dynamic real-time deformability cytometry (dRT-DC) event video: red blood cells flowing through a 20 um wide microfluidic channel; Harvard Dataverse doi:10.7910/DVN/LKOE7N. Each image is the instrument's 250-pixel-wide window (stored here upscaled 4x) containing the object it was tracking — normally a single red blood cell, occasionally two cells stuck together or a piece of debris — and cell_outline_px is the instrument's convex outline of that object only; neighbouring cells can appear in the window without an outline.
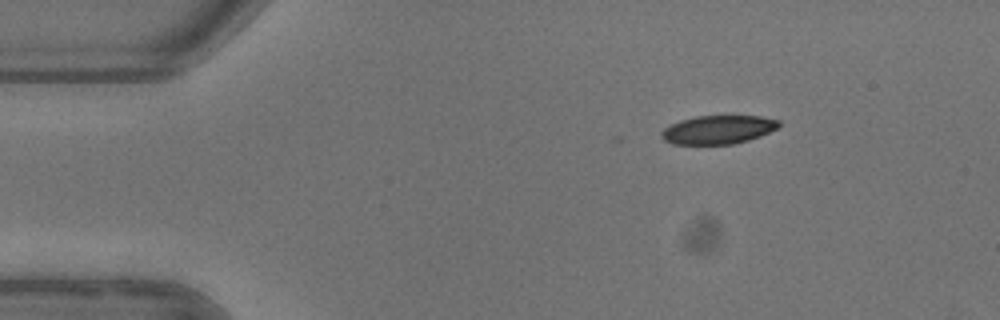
{"species": "common noctule bat (a hibernating species)", "species_latin": "Nyctalus noctula", "temperature_condition": "warm", "stored_images_in_passage": 3, "camera_frame_rate_fps": 3000, "um_per_image_px": 0.085, "animal": {"sex": "female"}, "frame": {"image": 1, "passage_image": 1, "time_ms": 0.0, "image_size_px": [1000, 320], "cell_outline_px": [[780, 124], [776, 128], [760, 136], [748, 140], [732, 144], [672, 144], [664, 140], [660, 136], [660, 132], [664, 128], [680, 120], [696, 116], [760, 116], [780, 120]], "centroid_in_image_um": [61.01, 11.02], "position_along_channel_um": 24.0, "area_um2": 19.48}}